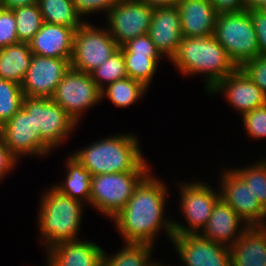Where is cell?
<instances>
[{"mask_svg": "<svg viewBox=\"0 0 266 266\" xmlns=\"http://www.w3.org/2000/svg\"><path fill=\"white\" fill-rule=\"evenodd\" d=\"M152 171L136 186L126 206L112 218L125 243L155 245L162 229L170 240L174 236L173 220L164 212L169 193L167 183L156 178Z\"/></svg>", "mask_w": 266, "mask_h": 266, "instance_id": "1", "label": "cell"}, {"mask_svg": "<svg viewBox=\"0 0 266 266\" xmlns=\"http://www.w3.org/2000/svg\"><path fill=\"white\" fill-rule=\"evenodd\" d=\"M140 148L136 134L118 135L117 133V135L94 141L70 155L92 176L119 172H150L151 168Z\"/></svg>", "mask_w": 266, "mask_h": 266, "instance_id": "2", "label": "cell"}, {"mask_svg": "<svg viewBox=\"0 0 266 266\" xmlns=\"http://www.w3.org/2000/svg\"><path fill=\"white\" fill-rule=\"evenodd\" d=\"M170 61L181 75L205 76L206 92L238 68L213 35L183 37Z\"/></svg>", "mask_w": 266, "mask_h": 266, "instance_id": "3", "label": "cell"}, {"mask_svg": "<svg viewBox=\"0 0 266 266\" xmlns=\"http://www.w3.org/2000/svg\"><path fill=\"white\" fill-rule=\"evenodd\" d=\"M40 200L36 222L46 250L65 241L78 240L85 204L63 194L54 184Z\"/></svg>", "mask_w": 266, "mask_h": 266, "instance_id": "4", "label": "cell"}, {"mask_svg": "<svg viewBox=\"0 0 266 266\" xmlns=\"http://www.w3.org/2000/svg\"><path fill=\"white\" fill-rule=\"evenodd\" d=\"M213 36L238 68L259 56L251 10L218 14Z\"/></svg>", "mask_w": 266, "mask_h": 266, "instance_id": "5", "label": "cell"}, {"mask_svg": "<svg viewBox=\"0 0 266 266\" xmlns=\"http://www.w3.org/2000/svg\"><path fill=\"white\" fill-rule=\"evenodd\" d=\"M149 172H119L93 175L90 206L114 218L132 197L134 189Z\"/></svg>", "mask_w": 266, "mask_h": 266, "instance_id": "6", "label": "cell"}, {"mask_svg": "<svg viewBox=\"0 0 266 266\" xmlns=\"http://www.w3.org/2000/svg\"><path fill=\"white\" fill-rule=\"evenodd\" d=\"M22 108L32 114L36 129H40L41 147L47 154L62 145L78 126L51 98L24 96Z\"/></svg>", "mask_w": 266, "mask_h": 266, "instance_id": "7", "label": "cell"}, {"mask_svg": "<svg viewBox=\"0 0 266 266\" xmlns=\"http://www.w3.org/2000/svg\"><path fill=\"white\" fill-rule=\"evenodd\" d=\"M180 211L188 225L173 220V234H199L206 226L216 202L221 198L219 191L206 182H183L179 185Z\"/></svg>", "mask_w": 266, "mask_h": 266, "instance_id": "8", "label": "cell"}, {"mask_svg": "<svg viewBox=\"0 0 266 266\" xmlns=\"http://www.w3.org/2000/svg\"><path fill=\"white\" fill-rule=\"evenodd\" d=\"M86 21L75 30L71 68L90 74L119 46L106 27L98 28Z\"/></svg>", "mask_w": 266, "mask_h": 266, "instance_id": "9", "label": "cell"}, {"mask_svg": "<svg viewBox=\"0 0 266 266\" xmlns=\"http://www.w3.org/2000/svg\"><path fill=\"white\" fill-rule=\"evenodd\" d=\"M51 99L59 104L77 125L84 112L102 101L101 89L91 75L73 68L66 72Z\"/></svg>", "mask_w": 266, "mask_h": 266, "instance_id": "10", "label": "cell"}, {"mask_svg": "<svg viewBox=\"0 0 266 266\" xmlns=\"http://www.w3.org/2000/svg\"><path fill=\"white\" fill-rule=\"evenodd\" d=\"M154 8L139 0H119L105 16L106 28L120 47L149 31Z\"/></svg>", "mask_w": 266, "mask_h": 266, "instance_id": "11", "label": "cell"}, {"mask_svg": "<svg viewBox=\"0 0 266 266\" xmlns=\"http://www.w3.org/2000/svg\"><path fill=\"white\" fill-rule=\"evenodd\" d=\"M218 190L221 198L249 225L266 226V209L245 182L232 170L223 169Z\"/></svg>", "mask_w": 266, "mask_h": 266, "instance_id": "12", "label": "cell"}, {"mask_svg": "<svg viewBox=\"0 0 266 266\" xmlns=\"http://www.w3.org/2000/svg\"><path fill=\"white\" fill-rule=\"evenodd\" d=\"M170 242L182 266H231L230 248L200 234L174 235Z\"/></svg>", "mask_w": 266, "mask_h": 266, "instance_id": "13", "label": "cell"}, {"mask_svg": "<svg viewBox=\"0 0 266 266\" xmlns=\"http://www.w3.org/2000/svg\"><path fill=\"white\" fill-rule=\"evenodd\" d=\"M70 68V59L42 57L33 54L31 65L21 85L24 96L51 98Z\"/></svg>", "mask_w": 266, "mask_h": 266, "instance_id": "14", "label": "cell"}, {"mask_svg": "<svg viewBox=\"0 0 266 266\" xmlns=\"http://www.w3.org/2000/svg\"><path fill=\"white\" fill-rule=\"evenodd\" d=\"M0 137L11 153L19 160L25 156L41 157L47 155L41 147L40 129H36L32 114L23 108L0 127Z\"/></svg>", "mask_w": 266, "mask_h": 266, "instance_id": "15", "label": "cell"}, {"mask_svg": "<svg viewBox=\"0 0 266 266\" xmlns=\"http://www.w3.org/2000/svg\"><path fill=\"white\" fill-rule=\"evenodd\" d=\"M230 106L243 113L254 110L266 104L263 91L241 69L237 68L232 74L219 81L208 94L221 93Z\"/></svg>", "mask_w": 266, "mask_h": 266, "instance_id": "16", "label": "cell"}, {"mask_svg": "<svg viewBox=\"0 0 266 266\" xmlns=\"http://www.w3.org/2000/svg\"><path fill=\"white\" fill-rule=\"evenodd\" d=\"M148 35L161 56L170 61L183 39L178 7L154 8Z\"/></svg>", "mask_w": 266, "mask_h": 266, "instance_id": "17", "label": "cell"}, {"mask_svg": "<svg viewBox=\"0 0 266 266\" xmlns=\"http://www.w3.org/2000/svg\"><path fill=\"white\" fill-rule=\"evenodd\" d=\"M248 227L249 225L220 198L203 232L199 234L207 240L230 248Z\"/></svg>", "mask_w": 266, "mask_h": 266, "instance_id": "18", "label": "cell"}, {"mask_svg": "<svg viewBox=\"0 0 266 266\" xmlns=\"http://www.w3.org/2000/svg\"><path fill=\"white\" fill-rule=\"evenodd\" d=\"M104 251L91 240L65 241L47 249L46 266H102Z\"/></svg>", "mask_w": 266, "mask_h": 266, "instance_id": "19", "label": "cell"}, {"mask_svg": "<svg viewBox=\"0 0 266 266\" xmlns=\"http://www.w3.org/2000/svg\"><path fill=\"white\" fill-rule=\"evenodd\" d=\"M74 34L73 28L44 22L28 44L35 55L71 59Z\"/></svg>", "mask_w": 266, "mask_h": 266, "instance_id": "20", "label": "cell"}, {"mask_svg": "<svg viewBox=\"0 0 266 266\" xmlns=\"http://www.w3.org/2000/svg\"><path fill=\"white\" fill-rule=\"evenodd\" d=\"M183 37L213 35L218 13L209 0H179L177 5Z\"/></svg>", "mask_w": 266, "mask_h": 266, "instance_id": "21", "label": "cell"}, {"mask_svg": "<svg viewBox=\"0 0 266 266\" xmlns=\"http://www.w3.org/2000/svg\"><path fill=\"white\" fill-rule=\"evenodd\" d=\"M231 266H266V226H249L230 247Z\"/></svg>", "mask_w": 266, "mask_h": 266, "instance_id": "22", "label": "cell"}, {"mask_svg": "<svg viewBox=\"0 0 266 266\" xmlns=\"http://www.w3.org/2000/svg\"><path fill=\"white\" fill-rule=\"evenodd\" d=\"M32 57L33 53L27 42H19L0 49V78L21 86Z\"/></svg>", "mask_w": 266, "mask_h": 266, "instance_id": "23", "label": "cell"}, {"mask_svg": "<svg viewBox=\"0 0 266 266\" xmlns=\"http://www.w3.org/2000/svg\"><path fill=\"white\" fill-rule=\"evenodd\" d=\"M65 163L67 175L64 181L54 186L71 199L90 205L91 173L71 155Z\"/></svg>", "mask_w": 266, "mask_h": 266, "instance_id": "24", "label": "cell"}, {"mask_svg": "<svg viewBox=\"0 0 266 266\" xmlns=\"http://www.w3.org/2000/svg\"><path fill=\"white\" fill-rule=\"evenodd\" d=\"M154 247L147 243H125L112 256L104 251L102 266H159L161 262L151 259Z\"/></svg>", "mask_w": 266, "mask_h": 266, "instance_id": "25", "label": "cell"}, {"mask_svg": "<svg viewBox=\"0 0 266 266\" xmlns=\"http://www.w3.org/2000/svg\"><path fill=\"white\" fill-rule=\"evenodd\" d=\"M43 21L78 29L85 20L78 14L72 0H38Z\"/></svg>", "mask_w": 266, "mask_h": 266, "instance_id": "26", "label": "cell"}, {"mask_svg": "<svg viewBox=\"0 0 266 266\" xmlns=\"http://www.w3.org/2000/svg\"><path fill=\"white\" fill-rule=\"evenodd\" d=\"M147 90L148 88L141 82L126 77L108 84L101 90V97L102 100L108 97L118 108H127L143 98Z\"/></svg>", "mask_w": 266, "mask_h": 266, "instance_id": "27", "label": "cell"}, {"mask_svg": "<svg viewBox=\"0 0 266 266\" xmlns=\"http://www.w3.org/2000/svg\"><path fill=\"white\" fill-rule=\"evenodd\" d=\"M123 52L127 76L137 80L149 88L152 78L157 72L161 55H133L123 46H120Z\"/></svg>", "mask_w": 266, "mask_h": 266, "instance_id": "28", "label": "cell"}, {"mask_svg": "<svg viewBox=\"0 0 266 266\" xmlns=\"http://www.w3.org/2000/svg\"><path fill=\"white\" fill-rule=\"evenodd\" d=\"M17 37L20 42H30L44 21L37 3L13 9Z\"/></svg>", "mask_w": 266, "mask_h": 266, "instance_id": "29", "label": "cell"}, {"mask_svg": "<svg viewBox=\"0 0 266 266\" xmlns=\"http://www.w3.org/2000/svg\"><path fill=\"white\" fill-rule=\"evenodd\" d=\"M90 75L101 90L114 81L128 77L122 49L119 47L106 61L93 70Z\"/></svg>", "mask_w": 266, "mask_h": 266, "instance_id": "30", "label": "cell"}, {"mask_svg": "<svg viewBox=\"0 0 266 266\" xmlns=\"http://www.w3.org/2000/svg\"><path fill=\"white\" fill-rule=\"evenodd\" d=\"M250 188L254 196L266 209V158L244 168L232 169Z\"/></svg>", "mask_w": 266, "mask_h": 266, "instance_id": "31", "label": "cell"}, {"mask_svg": "<svg viewBox=\"0 0 266 266\" xmlns=\"http://www.w3.org/2000/svg\"><path fill=\"white\" fill-rule=\"evenodd\" d=\"M23 98L19 84L0 78V127L22 108Z\"/></svg>", "mask_w": 266, "mask_h": 266, "instance_id": "32", "label": "cell"}, {"mask_svg": "<svg viewBox=\"0 0 266 266\" xmlns=\"http://www.w3.org/2000/svg\"><path fill=\"white\" fill-rule=\"evenodd\" d=\"M246 135L253 140L266 139V104L241 115Z\"/></svg>", "mask_w": 266, "mask_h": 266, "instance_id": "33", "label": "cell"}, {"mask_svg": "<svg viewBox=\"0 0 266 266\" xmlns=\"http://www.w3.org/2000/svg\"><path fill=\"white\" fill-rule=\"evenodd\" d=\"M19 42L13 10L0 9V49Z\"/></svg>", "mask_w": 266, "mask_h": 266, "instance_id": "34", "label": "cell"}, {"mask_svg": "<svg viewBox=\"0 0 266 266\" xmlns=\"http://www.w3.org/2000/svg\"><path fill=\"white\" fill-rule=\"evenodd\" d=\"M266 96V56H257L240 67Z\"/></svg>", "mask_w": 266, "mask_h": 266, "instance_id": "35", "label": "cell"}, {"mask_svg": "<svg viewBox=\"0 0 266 266\" xmlns=\"http://www.w3.org/2000/svg\"><path fill=\"white\" fill-rule=\"evenodd\" d=\"M78 14L83 18L85 15L89 16L96 12H104L105 15L108 14L110 9L119 0H72Z\"/></svg>", "mask_w": 266, "mask_h": 266, "instance_id": "36", "label": "cell"}, {"mask_svg": "<svg viewBox=\"0 0 266 266\" xmlns=\"http://www.w3.org/2000/svg\"><path fill=\"white\" fill-rule=\"evenodd\" d=\"M122 46L133 55H161L148 33L131 39Z\"/></svg>", "mask_w": 266, "mask_h": 266, "instance_id": "37", "label": "cell"}, {"mask_svg": "<svg viewBox=\"0 0 266 266\" xmlns=\"http://www.w3.org/2000/svg\"><path fill=\"white\" fill-rule=\"evenodd\" d=\"M251 19L257 35L259 56H266V14L259 9H252Z\"/></svg>", "mask_w": 266, "mask_h": 266, "instance_id": "38", "label": "cell"}, {"mask_svg": "<svg viewBox=\"0 0 266 266\" xmlns=\"http://www.w3.org/2000/svg\"><path fill=\"white\" fill-rule=\"evenodd\" d=\"M19 159H17L11 151L5 145L4 140L0 137V181L12 171L16 164H18Z\"/></svg>", "mask_w": 266, "mask_h": 266, "instance_id": "39", "label": "cell"}, {"mask_svg": "<svg viewBox=\"0 0 266 266\" xmlns=\"http://www.w3.org/2000/svg\"><path fill=\"white\" fill-rule=\"evenodd\" d=\"M218 14L245 10L244 0H209Z\"/></svg>", "mask_w": 266, "mask_h": 266, "instance_id": "40", "label": "cell"}, {"mask_svg": "<svg viewBox=\"0 0 266 266\" xmlns=\"http://www.w3.org/2000/svg\"><path fill=\"white\" fill-rule=\"evenodd\" d=\"M38 3V0H3V8L5 9H16L22 6H28Z\"/></svg>", "mask_w": 266, "mask_h": 266, "instance_id": "41", "label": "cell"}, {"mask_svg": "<svg viewBox=\"0 0 266 266\" xmlns=\"http://www.w3.org/2000/svg\"><path fill=\"white\" fill-rule=\"evenodd\" d=\"M151 8H163L176 6L179 0H139Z\"/></svg>", "mask_w": 266, "mask_h": 266, "instance_id": "42", "label": "cell"}, {"mask_svg": "<svg viewBox=\"0 0 266 266\" xmlns=\"http://www.w3.org/2000/svg\"><path fill=\"white\" fill-rule=\"evenodd\" d=\"M266 0H244L245 10L259 9Z\"/></svg>", "mask_w": 266, "mask_h": 266, "instance_id": "43", "label": "cell"}, {"mask_svg": "<svg viewBox=\"0 0 266 266\" xmlns=\"http://www.w3.org/2000/svg\"><path fill=\"white\" fill-rule=\"evenodd\" d=\"M264 14H266V2L259 8Z\"/></svg>", "mask_w": 266, "mask_h": 266, "instance_id": "44", "label": "cell"}, {"mask_svg": "<svg viewBox=\"0 0 266 266\" xmlns=\"http://www.w3.org/2000/svg\"><path fill=\"white\" fill-rule=\"evenodd\" d=\"M3 8V0H0V9Z\"/></svg>", "mask_w": 266, "mask_h": 266, "instance_id": "45", "label": "cell"}, {"mask_svg": "<svg viewBox=\"0 0 266 266\" xmlns=\"http://www.w3.org/2000/svg\"><path fill=\"white\" fill-rule=\"evenodd\" d=\"M159 266H170V264L169 265H167V264H160Z\"/></svg>", "mask_w": 266, "mask_h": 266, "instance_id": "46", "label": "cell"}]
</instances>
